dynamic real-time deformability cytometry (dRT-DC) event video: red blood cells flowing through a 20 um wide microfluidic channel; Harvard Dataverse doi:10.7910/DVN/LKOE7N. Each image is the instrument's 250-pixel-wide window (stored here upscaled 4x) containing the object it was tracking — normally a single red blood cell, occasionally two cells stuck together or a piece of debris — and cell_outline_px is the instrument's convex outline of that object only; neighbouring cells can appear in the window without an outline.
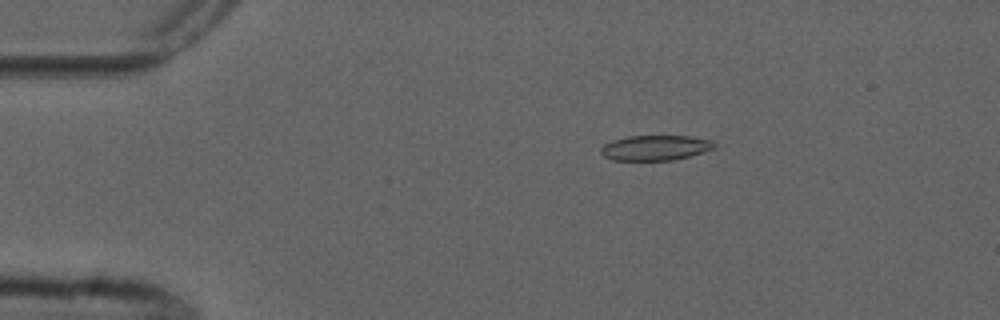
{"species": "common noctule bat (a hibernating species)", "species_latin": "Nyctalus noctula", "temperature_condition": "cold", "stored_images_in_passage": 7, "camera_frame_rate_fps": 3000, "um_per_image_px": 0.085, "animal": {"sex": "male", "forearm_length_mm": 52.5}, "frame": {"image": 1, "passage_image": 3, "time_ms": 2.333, "image_size_px": [1000, 320], "cell_outline_px": [[716, 148], [688, 156], [672, 160], [612, 160], [604, 156], [600, 152], [600, 148], [604, 144], [612, 140], [628, 136], [688, 136], [712, 140], [716, 144]], "centroid_in_image_um": [55.69, 12.56], "position_along_channel_um": 29.3, "area_um2": 16.59}}
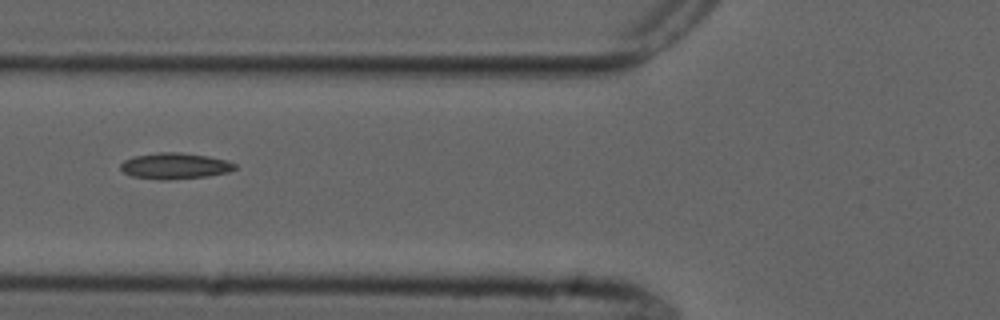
{"frame": {"image": 2, "passage_image": 6, "time_ms": 6.0, "image_size_px": [1000, 320], "cell_outline_px": [[236, 168], [228, 172], [208, 176], [172, 180], [160, 180], [132, 176], [124, 172], [120, 168], [120, 164], [124, 160], [132, 156], [156, 152], [180, 152], [208, 156], [228, 160], [236, 164]], "centroid_in_image_um": [14.86, 14.1], "position_along_channel_um": 110.9, "area_um2": 17.63}}
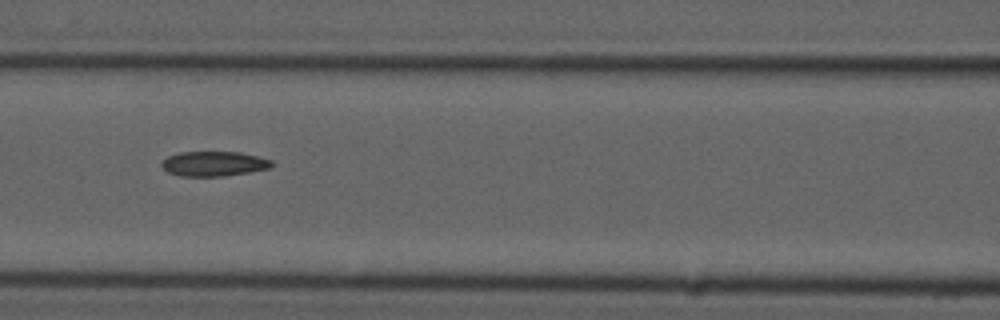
{"frame": {"image": 3, "passage_image": 7, "time_ms": 7.0, "image_size_px": [1000, 320], "cell_outline_px": [[276, 164], [272, 168], [224, 176], [180, 176], [168, 172], [160, 164], [168, 156], [180, 152], [240, 152], [272, 160]], "centroid_in_image_um": [18.22, 13.92], "position_along_channel_um": 148.4, "area_um2": 15.95}}